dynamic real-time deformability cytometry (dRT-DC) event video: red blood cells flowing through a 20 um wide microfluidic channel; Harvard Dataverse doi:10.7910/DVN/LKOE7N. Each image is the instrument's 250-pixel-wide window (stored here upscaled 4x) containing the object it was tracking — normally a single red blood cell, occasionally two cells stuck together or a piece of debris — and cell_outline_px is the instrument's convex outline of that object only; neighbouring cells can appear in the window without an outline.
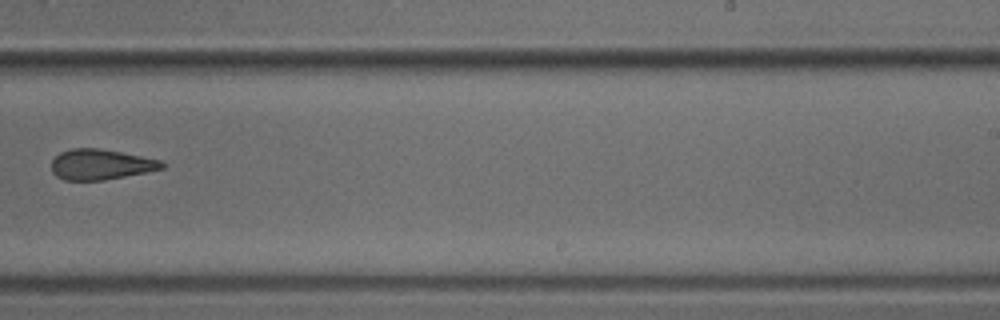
{"species": "common noctule bat (a hibernating species)", "species_latin": "Nyctalus noctula", "temperature_condition": "cold", "stored_images_in_passage": 9, "camera_frame_rate_fps": 3000, "um_per_image_px": 0.085, "animal": {"sex": "male", "body_mass_g": 18.8}, "frame": {"image": 1, "passage_image": 9, "time_ms": 2.667, "image_size_px": [1000, 320], "cell_outline_px": [[164, 168], [104, 180], [64, 180], [56, 176], [52, 172], [52, 160], [60, 152], [72, 148], [100, 148], [160, 160], [164, 164]], "centroid_in_image_um": [8.51, 13.97], "position_along_channel_um": 280.5, "area_um2": 19.36}}